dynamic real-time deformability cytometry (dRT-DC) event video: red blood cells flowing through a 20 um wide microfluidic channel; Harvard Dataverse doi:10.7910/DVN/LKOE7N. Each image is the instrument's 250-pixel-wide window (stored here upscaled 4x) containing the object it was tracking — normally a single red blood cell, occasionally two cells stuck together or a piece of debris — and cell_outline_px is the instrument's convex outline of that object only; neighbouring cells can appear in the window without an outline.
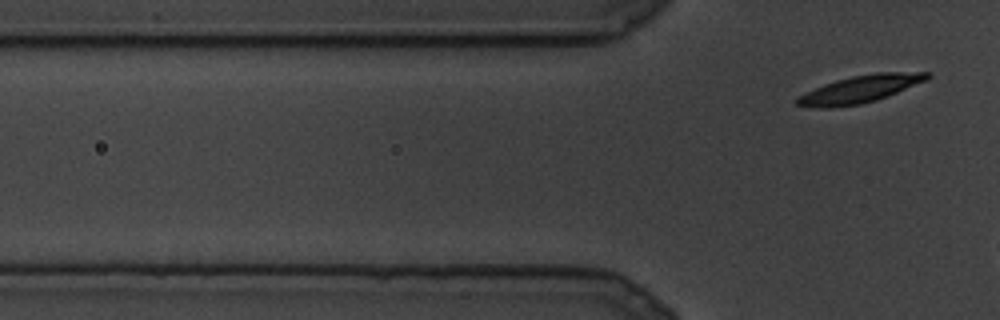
{"species": "common noctule bat (a hibernating species)", "species_latin": "Nyctalus noctula", "temperature_condition": "cold", "stored_images_in_passage": 10, "segment_of_instrument_passage": [2, 2], "camera_frame_rate_fps": 3000, "um_per_image_px": 0.085, "animal": {"sex": "male", "body_mass_g": 19.5, "forearm_length_mm": 54.6}, "frame": {"image": 1, "passage_image": 10, "time_ms": 3.0, "image_size_px": [1000, 320], "cell_outline_px": [[932, 76], [928, 80], [888, 96], [876, 100], [860, 104], [832, 108], [824, 108], [796, 104], [796, 100], [800, 96], [824, 84], [836, 80], [852, 76], [876, 72], [932, 72]], "centroid_in_image_um": [73.21, 7.56], "position_along_channel_um": 52.6, "area_um2": 20.58}}